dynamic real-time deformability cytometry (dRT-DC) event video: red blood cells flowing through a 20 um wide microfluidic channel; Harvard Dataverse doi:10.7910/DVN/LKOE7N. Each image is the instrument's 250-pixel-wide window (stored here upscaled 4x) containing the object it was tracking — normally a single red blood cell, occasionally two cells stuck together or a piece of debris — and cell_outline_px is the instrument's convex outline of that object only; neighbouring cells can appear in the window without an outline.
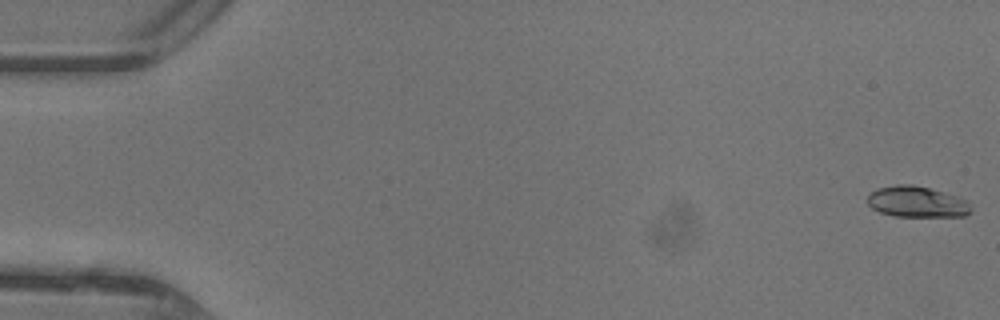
{"species": "common noctule bat (a hibernating species)", "species_latin": "Nyctalus noctula", "temperature_condition": "warm", "stored_images_in_passage": 19, "camera_frame_rate_fps": 3000, "um_per_image_px": 0.085, "animal": {"sex": "female"}, "frame": {"image": 1, "passage_image": 1, "time_ms": 0.0, "image_size_px": [1000, 320], "cell_outline_px": [[972, 208], [964, 216], [892, 216], [880, 212], [872, 208], [868, 204], [868, 196], [876, 188], [896, 184], [912, 184], [960, 196]], "centroid_in_image_um": [77.9, 17.15], "position_along_channel_um": 7.1, "area_um2": 18.61}}
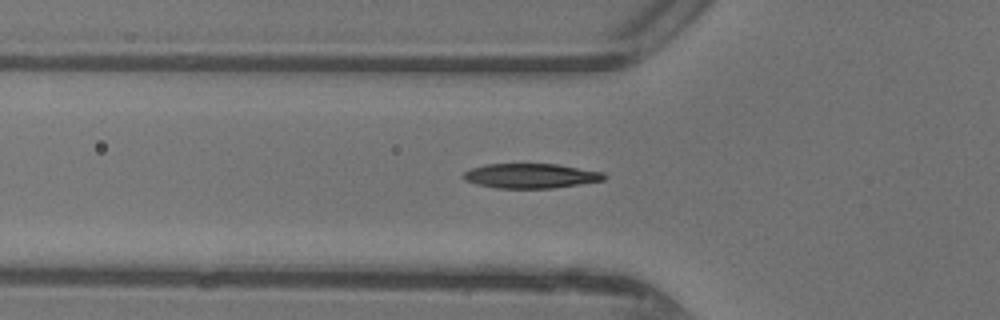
{"frame": {"image": 2, "passage_image": 17, "time_ms": 5.333, "image_size_px": [1000, 320], "cell_outline_px": [[608, 176], [604, 180], [580, 184], [552, 188], [496, 188], [476, 184], [464, 180], [460, 176], [464, 172], [472, 168], [488, 164], [556, 164], [604, 172]], "centroid_in_image_um": [45.11, 14.95], "position_along_channel_um": 80.7, "area_um2": 20.29}}